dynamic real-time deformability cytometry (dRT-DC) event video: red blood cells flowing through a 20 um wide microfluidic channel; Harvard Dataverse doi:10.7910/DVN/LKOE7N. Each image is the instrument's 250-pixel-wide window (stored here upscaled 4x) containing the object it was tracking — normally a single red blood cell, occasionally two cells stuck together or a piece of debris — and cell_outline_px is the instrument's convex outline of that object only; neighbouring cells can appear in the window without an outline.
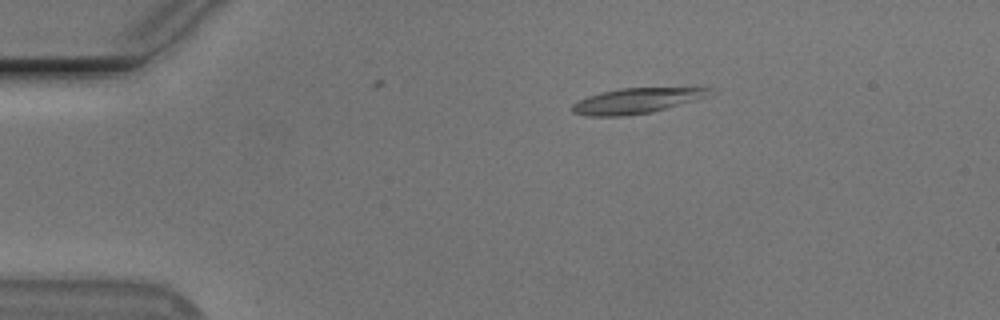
{"species": "Egyptian fruit bat (a non-hibernating species)", "species_latin": "Rousettus aegyptiacus", "temperature_condition": "cold", "stored_images_in_passage": 7, "camera_frame_rate_fps": 3000, "um_per_image_px": 0.085, "animal": {"sex": "male"}, "frame": {"image": 1, "passage_image": 1, "time_ms": 0.0, "image_size_px": [1000, 320], "cell_outline_px": [[712, 88], [704, 96], [692, 100], [664, 108], [648, 112], [620, 116], [588, 116], [572, 112], [572, 104], [588, 96], [600, 92], [620, 88]], "centroid_in_image_um": [53.95, 8.56], "position_along_channel_um": 31.1, "area_um2": 19.42}}